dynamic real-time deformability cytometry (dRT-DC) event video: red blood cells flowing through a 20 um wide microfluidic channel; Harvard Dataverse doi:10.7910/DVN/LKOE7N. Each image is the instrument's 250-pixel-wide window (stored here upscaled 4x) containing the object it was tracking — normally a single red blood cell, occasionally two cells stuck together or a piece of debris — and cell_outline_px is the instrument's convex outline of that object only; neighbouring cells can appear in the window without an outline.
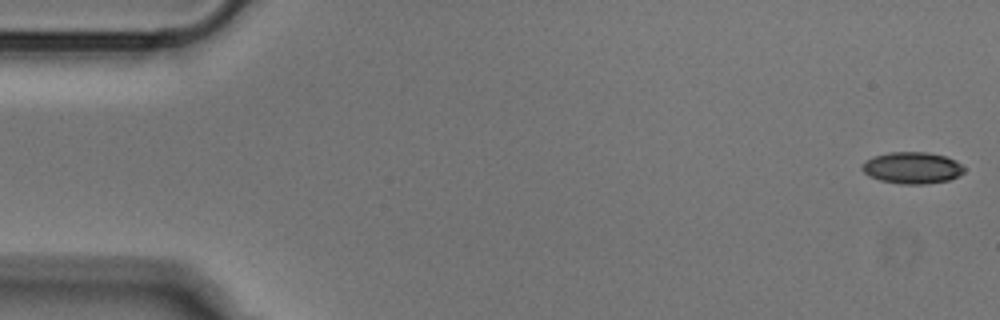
{"species": "Egyptian fruit bat (a non-hibernating species)", "species_latin": "Rousettus aegyptiacus", "temperature_condition": "cold", "stored_images_in_passage": 51, "camera_frame_rate_fps": 3000, "um_per_image_px": 0.085, "animal": {"sex": "male"}, "frame": {"image": 1, "passage_image": 1, "time_ms": 0.0, "image_size_px": [1000, 320], "cell_outline_px": [[964, 172], [948, 180], [924, 184], [900, 184], [880, 180], [864, 172], [860, 168], [864, 160], [872, 156], [892, 152], [928, 152], [944, 156], [956, 160], [964, 168]], "centroid_in_image_um": [77.51, 14.25], "position_along_channel_um": 7.5, "area_um2": 18.73}}
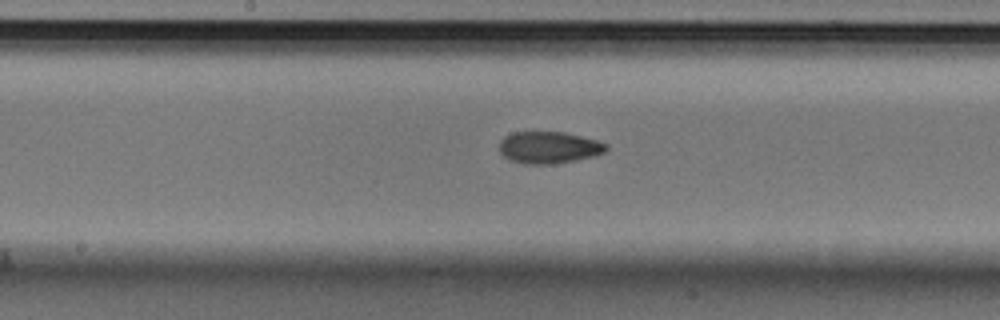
{"frame": {"image": 2, "passage_image": 26, "time_ms": 8.333, "image_size_px": [1000, 320], "cell_outline_px": [[608, 148], [604, 152], [592, 156], [576, 160], [552, 164], [524, 164], [508, 160], [500, 152], [500, 140], [504, 136], [512, 132], [564, 132], [596, 140], [608, 144]], "centroid_in_image_um": [46.62, 12.54], "position_along_channel_um": 201.6, "area_um2": 19.88}}
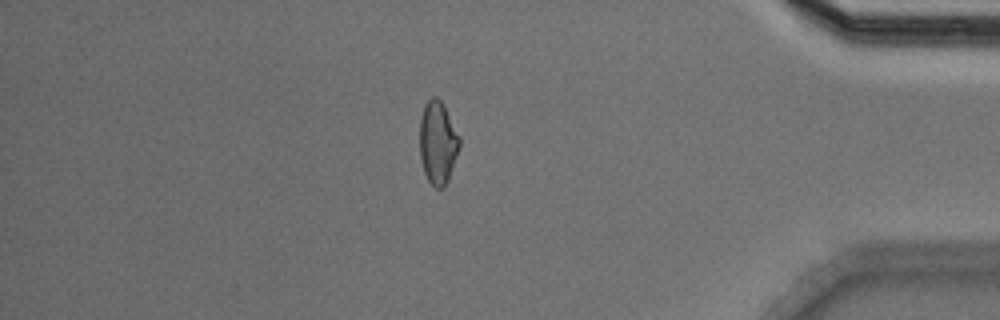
{"frame": {"image": 3, "passage_image": 44, "time_ms": 14.333, "image_size_px": [1000, 320], "cell_outline_px": [[460, 144], [448, 180], [444, 188], [436, 188], [428, 180], [424, 172], [420, 156], [420, 116], [424, 104], [432, 96], [436, 96], [444, 104], [460, 136]], "centroid_in_image_um": [37.21, 12.08], "position_along_channel_um": 398.0, "area_um2": 19.31}}